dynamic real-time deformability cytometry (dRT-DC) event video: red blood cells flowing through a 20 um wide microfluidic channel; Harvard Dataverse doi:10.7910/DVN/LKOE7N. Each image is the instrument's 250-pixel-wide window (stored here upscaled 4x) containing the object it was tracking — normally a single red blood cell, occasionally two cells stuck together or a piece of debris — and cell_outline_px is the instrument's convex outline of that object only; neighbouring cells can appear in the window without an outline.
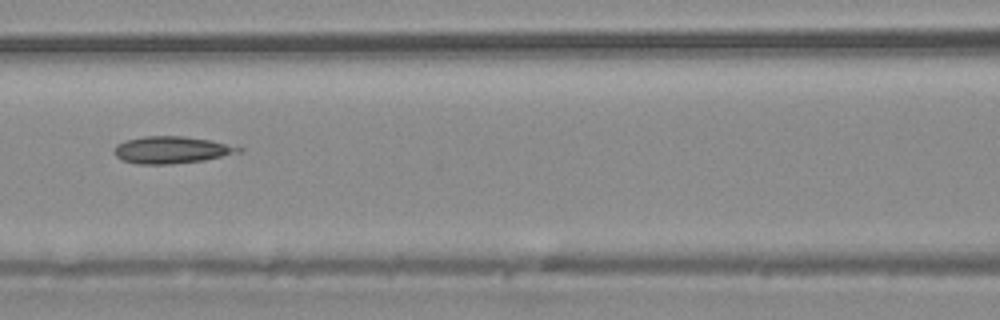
{"species": "common noctule bat (a hibernating species)", "species_latin": "Nyctalus noctula", "temperature_condition": "warm", "stored_images_in_passage": 6, "camera_frame_rate_fps": 3000, "um_per_image_px": 0.085, "animal": {"sex": "male", "body_mass_g": 20.4}, "frame": {"image": 1, "passage_image": 6, "time_ms": 5.667, "image_size_px": [1000, 320], "cell_outline_px": [[244, 148], [240, 152], [204, 160], [172, 164], [136, 164], [120, 160], [112, 152], [116, 144], [124, 140], [144, 136], [184, 136], [212, 140]], "centroid_in_image_um": [14.53, 12.74], "position_along_channel_um": 152.1, "area_um2": 19.83}}